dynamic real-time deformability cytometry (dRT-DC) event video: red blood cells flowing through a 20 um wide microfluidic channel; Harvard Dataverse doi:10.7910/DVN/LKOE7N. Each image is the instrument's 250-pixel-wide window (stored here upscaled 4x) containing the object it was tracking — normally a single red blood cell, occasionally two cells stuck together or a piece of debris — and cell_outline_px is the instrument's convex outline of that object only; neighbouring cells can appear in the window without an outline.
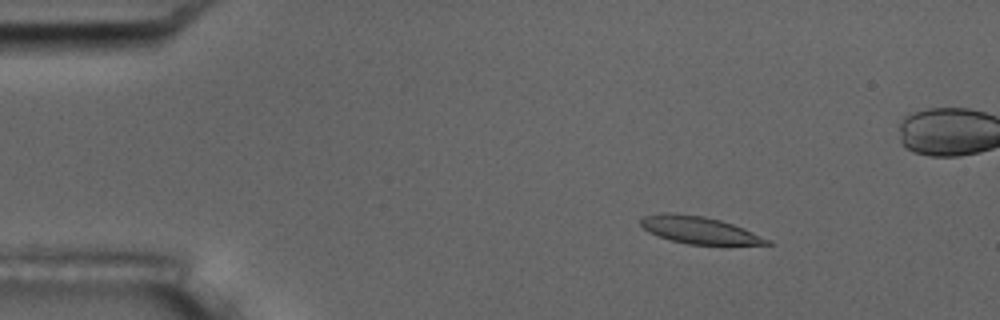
{"species": "common noctule bat (a hibernating species)", "species_latin": "Nyctalus noctula", "temperature_condition": "room temperature", "stored_images_in_passage": 6, "camera_frame_rate_fps": 3000, "um_per_image_px": 0.085, "animal": {"sex": "male", "body_mass_g": 17.5, "forearm_length_mm": 52.3}, "frame": {"image": 1, "passage_image": 3, "time_ms": 2.333, "image_size_px": [1000, 320], "cell_outline_px": [[776, 244], [688, 244], [672, 240], [648, 232], [640, 224], [640, 220], [644, 216], [664, 212], [676, 212], [704, 216], [720, 220], [732, 224], [768, 240]], "centroid_in_image_um": [59.34, 19.53], "position_along_channel_um": 25.7, "area_um2": 19.54}}